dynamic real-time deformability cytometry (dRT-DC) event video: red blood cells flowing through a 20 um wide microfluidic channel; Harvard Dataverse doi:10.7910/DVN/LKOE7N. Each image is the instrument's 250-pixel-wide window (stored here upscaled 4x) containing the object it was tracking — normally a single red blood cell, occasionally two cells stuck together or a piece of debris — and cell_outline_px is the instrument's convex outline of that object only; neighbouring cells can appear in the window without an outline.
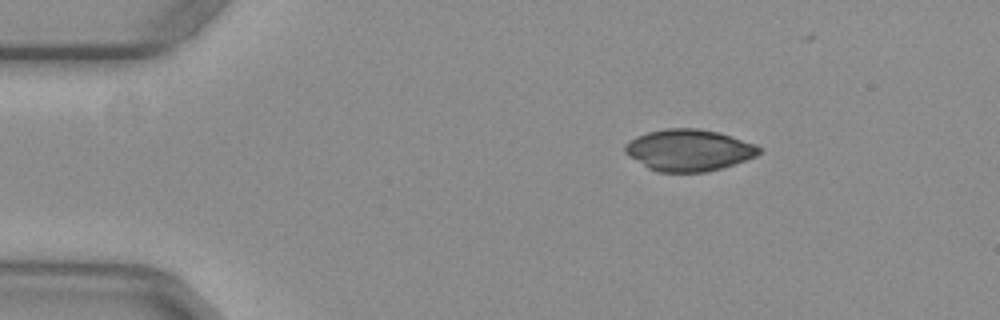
{"species": "common noctule bat (a hibernating species)", "species_latin": "Nyctalus noctula", "temperature_condition": "warm", "stored_images_in_passage": 8, "camera_frame_rate_fps": 3000, "um_per_image_px": 0.085, "animal": {"sex": "female", "body_mass_g": 29.2, "forearm_length_mm": 56.3}, "frame": {"image": 1, "passage_image": 1, "time_ms": 0.0, "image_size_px": [1000, 320], "cell_outline_px": [[760, 152], [756, 156], [708, 172], [660, 172], [648, 168], [628, 156], [624, 152], [624, 144], [636, 136], [648, 132], [664, 128], [696, 128], [716, 132], [732, 136], [756, 144], [760, 148]], "centroid_in_image_um": [58.51, 12.76], "position_along_channel_um": 26.5, "area_um2": 32.43}}